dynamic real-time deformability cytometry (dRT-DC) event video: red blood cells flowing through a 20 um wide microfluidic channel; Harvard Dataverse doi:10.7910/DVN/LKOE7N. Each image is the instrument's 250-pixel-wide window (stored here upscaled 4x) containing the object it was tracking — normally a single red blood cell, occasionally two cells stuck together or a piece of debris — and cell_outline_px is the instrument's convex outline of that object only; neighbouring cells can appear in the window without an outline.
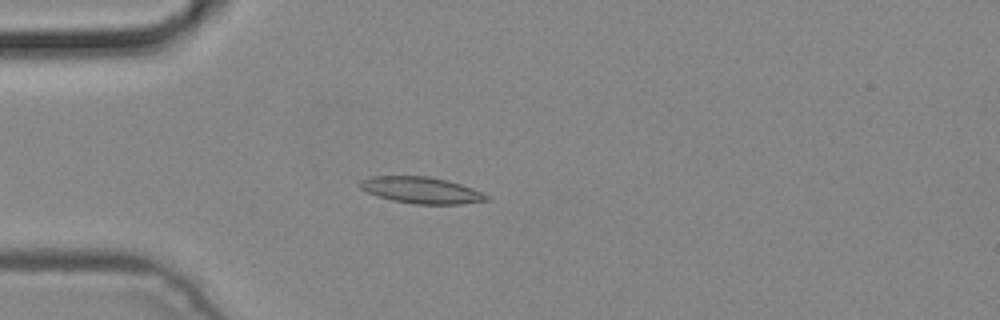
{"species": "common noctule bat (a hibernating species)", "species_latin": "Nyctalus noctula", "temperature_condition": "cold", "stored_images_in_passage": 2, "camera_frame_rate_fps": 3000, "um_per_image_px": 0.085, "animal": {"sex": "male", "body_mass_g": 19.2, "forearm_length_mm": 51.8}, "frame": {"image": 1, "passage_image": 2, "time_ms": 0.333, "image_size_px": [1000, 320], "cell_outline_px": [[492, 200], [460, 204], [416, 204], [392, 200], [376, 196], [360, 188], [356, 184], [360, 180], [372, 176], [428, 176], [448, 180], [472, 188], [492, 196]], "centroid_in_image_um": [35.83, 16.16], "position_along_channel_um": 49.2, "area_um2": 19.77}}